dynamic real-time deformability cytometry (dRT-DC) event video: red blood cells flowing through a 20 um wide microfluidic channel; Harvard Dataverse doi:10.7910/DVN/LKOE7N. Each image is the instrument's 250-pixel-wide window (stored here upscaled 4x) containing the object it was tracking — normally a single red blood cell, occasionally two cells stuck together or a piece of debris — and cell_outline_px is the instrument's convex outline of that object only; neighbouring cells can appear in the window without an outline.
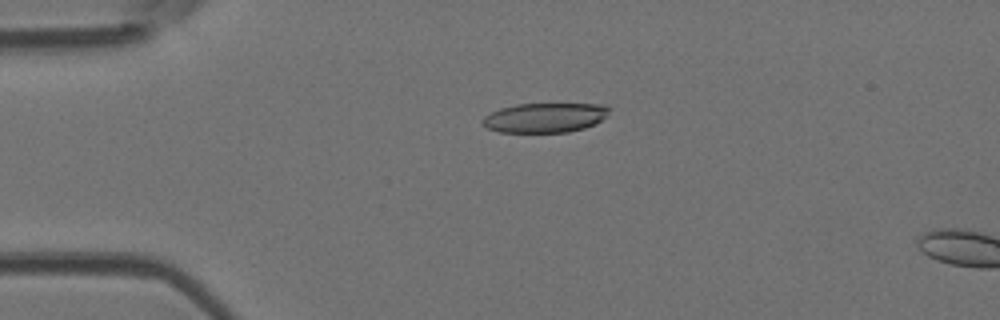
{"species": "Egyptian fruit bat (a non-hibernating species)", "species_latin": "Rousettus aegyptiacus", "temperature_condition": "room temperature", "stored_images_in_passage": 8, "camera_frame_rate_fps": 3000, "um_per_image_px": 0.085, "animal": {"sex": "female"}, "frame": {"image": 1, "passage_image": 5, "time_ms": 1.333, "image_size_px": [1000, 320], "cell_outline_px": [[608, 112], [596, 124], [584, 128], [568, 132], [500, 132], [488, 128], [480, 124], [480, 120], [484, 116], [500, 108], [516, 104], [604, 104], [608, 108]], "centroid_in_image_um": [46.26, 10.0], "position_along_channel_um": 38.7, "area_um2": 21.79}}